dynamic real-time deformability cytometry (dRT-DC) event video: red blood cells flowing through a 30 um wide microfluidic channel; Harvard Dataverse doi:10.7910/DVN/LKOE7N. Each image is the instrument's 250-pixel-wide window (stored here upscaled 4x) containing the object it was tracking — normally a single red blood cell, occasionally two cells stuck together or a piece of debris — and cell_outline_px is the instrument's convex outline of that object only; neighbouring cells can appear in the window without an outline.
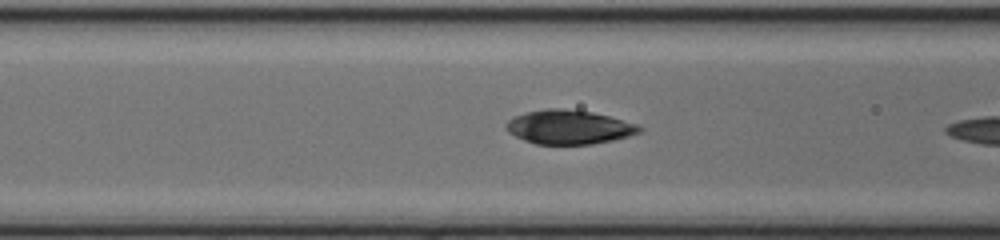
{"species": "common noctule bat (a hibernating species)", "species_latin": "Nyctalus noctula", "temperature_condition": "cold", "stored_images_in_passage": 25, "camera_frame_rate_fps": 3000, "um_per_image_px": 0.085, "animal": {"sex": "female", "body_mass_g": 17.0, "forearm_length_mm": 48.0}, "frame": {"image": 1, "passage_image": 5, "time_ms": 1.333, "image_size_px": [1000, 240], "cell_outline_px": [[644, 128], [640, 132], [628, 136], [612, 140], [592, 144], [536, 144], [524, 140], [508, 132], [504, 128], [504, 124], [512, 116], [544, 108], [560, 108], [592, 112], [608, 116], [636, 124]], "centroid_in_image_um": [48.31, 10.8], "position_along_channel_um": 118.3, "area_um2": 26.41}}
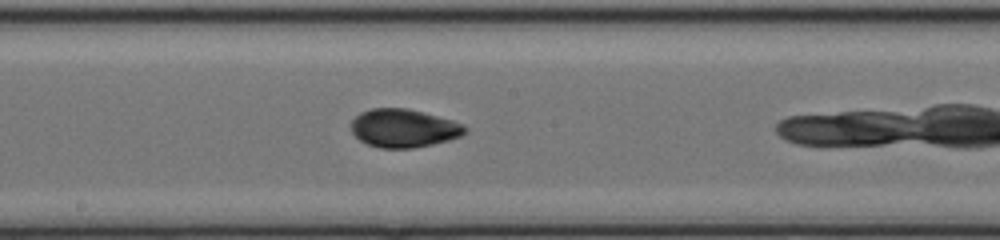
{"frame": {"image": 2, "passage_image": 12, "time_ms": 3.667, "image_size_px": [1000, 240], "cell_outline_px": [[468, 132], [460, 136], [448, 140], [432, 144], [412, 148], [380, 148], [368, 144], [360, 140], [352, 132], [352, 120], [360, 112], [372, 108], [408, 108], [452, 120], [464, 124], [468, 128]], "centroid_in_image_um": [34.33, 10.89], "position_along_channel_um": 213.9, "area_um2": 25.37}}
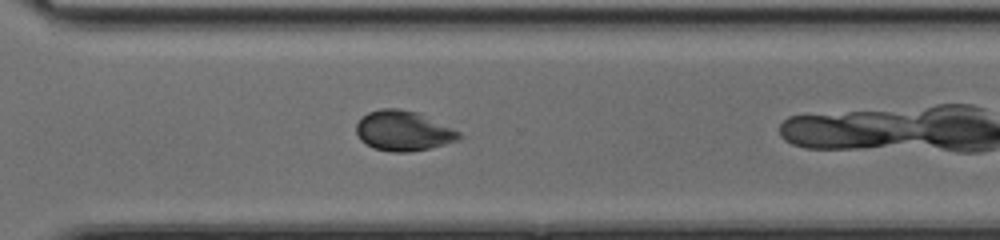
{"frame": {"image": 3, "passage_image": 21, "time_ms": 6.667, "image_size_px": [1000, 240], "cell_outline_px": [[468, 136], [460, 140], [428, 148], [408, 152], [392, 152], [372, 148], [360, 140], [356, 132], [356, 124], [368, 112], [380, 108], [400, 108], [420, 112]], "centroid_in_image_um": [34.32, 11.11], "position_along_channel_um": 336.3, "area_um2": 24.33}}